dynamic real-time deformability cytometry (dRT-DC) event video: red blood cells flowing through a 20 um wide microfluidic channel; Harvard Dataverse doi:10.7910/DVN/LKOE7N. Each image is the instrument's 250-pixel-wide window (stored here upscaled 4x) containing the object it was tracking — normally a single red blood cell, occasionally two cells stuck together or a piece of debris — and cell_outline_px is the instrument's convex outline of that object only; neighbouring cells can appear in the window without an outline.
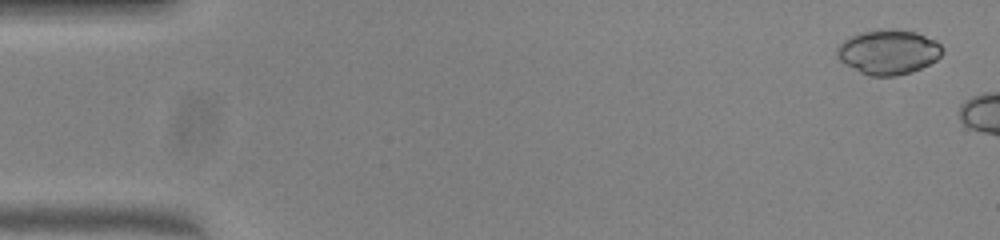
{"species": "common noctule bat (a hibernating species)", "species_latin": "Nyctalus noctula", "temperature_condition": "warm", "stored_images_in_passage": 6, "camera_frame_rate_fps": 3000, "um_per_image_px": 0.085, "animal": {"sex": "female", "body_mass_g": 23.0, "forearm_length_mm": 53.4}, "frame": {"image": 1, "passage_image": 2, "time_ms": 0.333, "image_size_px": [1000, 240], "cell_outline_px": [[944, 52], [936, 60], [912, 72], [896, 76], [868, 76], [860, 72], [840, 60], [836, 56], [836, 48], [844, 40], [860, 32], [880, 28], [888, 28], [916, 32], [936, 40], [944, 48]], "centroid_in_image_um": [75.52, 4.41], "position_along_channel_um": 9.5, "area_um2": 27.63}}